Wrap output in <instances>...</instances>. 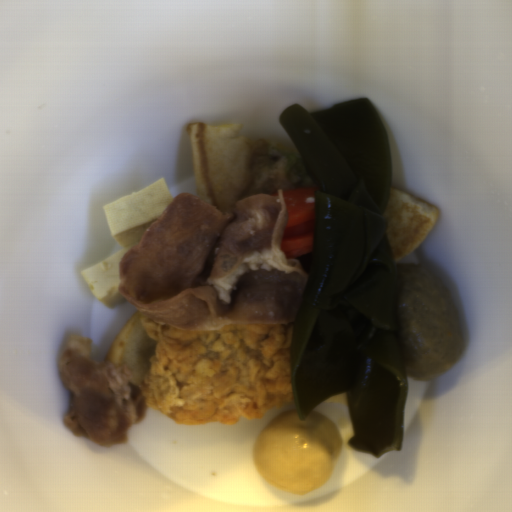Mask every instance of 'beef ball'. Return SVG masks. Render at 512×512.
I'll use <instances>...</instances> for the list:
<instances>
[{"instance_id":"beef-ball-1","label":"beef ball","mask_w":512,"mask_h":512,"mask_svg":"<svg viewBox=\"0 0 512 512\" xmlns=\"http://www.w3.org/2000/svg\"><path fill=\"white\" fill-rule=\"evenodd\" d=\"M395 305L406 377L424 382L449 372L464 340L458 310L436 269L422 262L398 270Z\"/></svg>"}]
</instances>
